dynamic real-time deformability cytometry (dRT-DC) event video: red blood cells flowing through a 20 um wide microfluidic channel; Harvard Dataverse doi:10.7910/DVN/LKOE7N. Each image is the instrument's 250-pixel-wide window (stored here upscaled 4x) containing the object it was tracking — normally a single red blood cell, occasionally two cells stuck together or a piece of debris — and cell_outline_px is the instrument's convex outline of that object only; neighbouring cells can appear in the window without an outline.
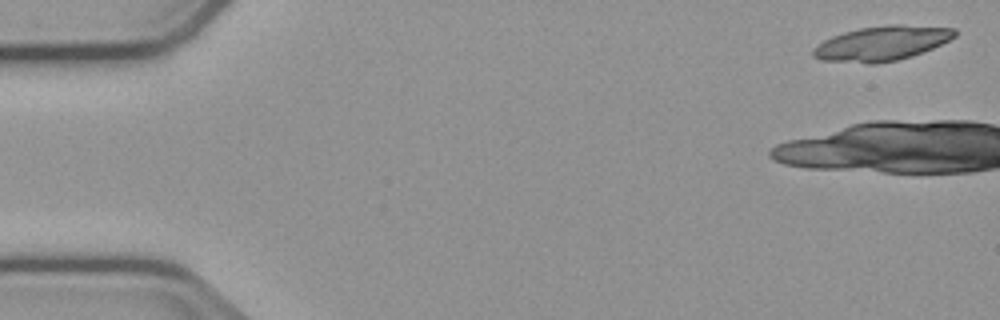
{"species": "common noctule bat (a hibernating species)", "species_latin": "Nyctalus noctula", "temperature_condition": "cold", "stored_images_in_passage": 8, "camera_frame_rate_fps": 3000, "um_per_image_px": 0.085, "animal": {"sex": "male", "body_mass_g": 23.1, "forearm_length_mm": 52.7}, "frame": {"image": 1, "passage_image": 1, "time_ms": 0.0, "image_size_px": [1000, 320], "cell_outline_px": [[956, 36], [932, 48], [912, 56], [896, 60], [876, 64], [868, 64], [820, 60], [812, 56], [812, 48], [816, 44], [832, 36], [844, 32], [860, 28], [888, 24], [904, 24], [956, 28]], "centroid_in_image_um": [74.92, 3.68], "position_along_channel_um": 10.1, "area_um2": 28.84}}